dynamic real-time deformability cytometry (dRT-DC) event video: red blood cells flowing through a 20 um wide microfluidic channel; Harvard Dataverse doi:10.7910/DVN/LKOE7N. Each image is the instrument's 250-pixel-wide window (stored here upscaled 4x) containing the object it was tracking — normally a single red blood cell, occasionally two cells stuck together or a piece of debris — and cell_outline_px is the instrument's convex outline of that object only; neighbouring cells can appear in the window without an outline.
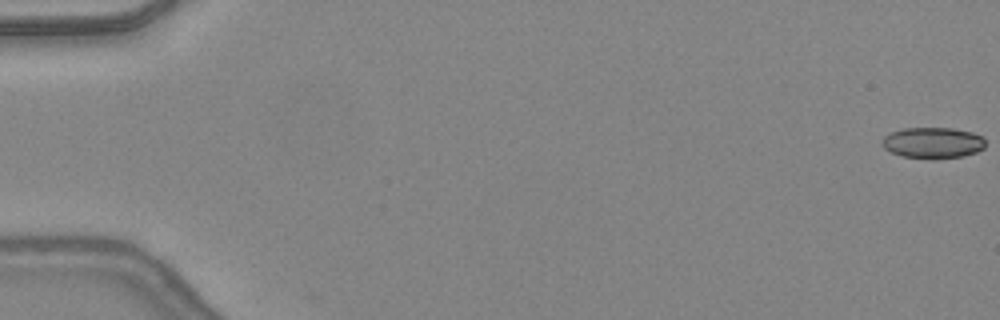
{"species": "common noctule bat (a hibernating species)", "species_latin": "Nyctalus noctula", "temperature_condition": "warm", "stored_images_in_passage": 48, "camera_frame_rate_fps": 3000, "um_per_image_px": 0.085, "animal": {"sex": "female", "body_mass_g": 24.6, "forearm_length_mm": 56.2}, "frame": {"image": 1, "passage_image": 1, "time_ms": 0.0, "image_size_px": [1000, 320], "cell_outline_px": [[984, 148], [976, 152], [964, 156], [904, 156], [892, 152], [884, 148], [880, 144], [880, 140], [884, 136], [892, 132], [904, 128], [952, 128], [972, 132], [984, 136]], "centroid_in_image_um": [79.29, 12.09], "position_along_channel_um": 5.7, "area_um2": 18.09}}
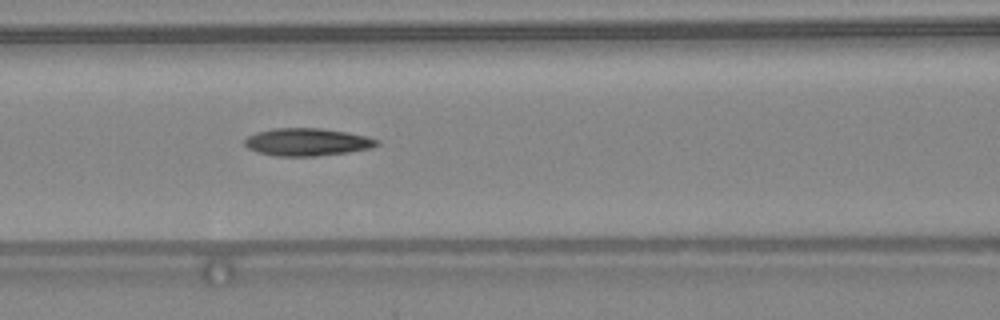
{"frame": {"image": 2, "passage_image": 22, "time_ms": 7.0, "image_size_px": [1000, 320], "cell_outline_px": [[380, 144], [372, 148], [348, 152], [316, 156], [276, 156], [260, 152], [248, 148], [244, 144], [244, 140], [248, 136], [256, 132], [272, 128], [320, 128], [348, 132], [380, 140]], "centroid_in_image_um": [26.12, 12.07], "position_along_channel_um": 140.5, "area_um2": 21.27}}
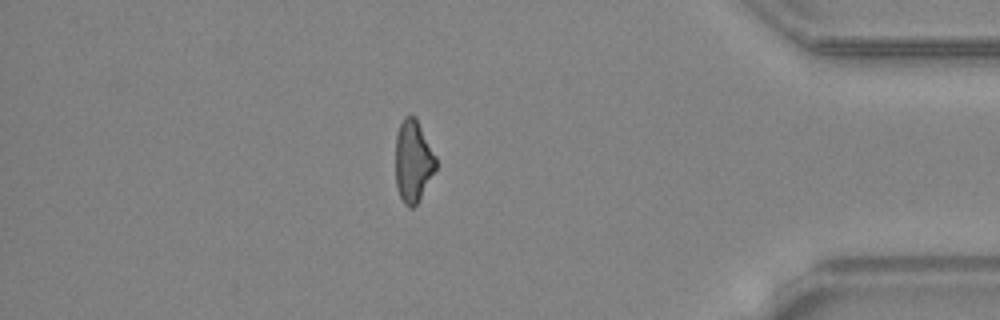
{"frame": {"image": 3, "passage_image": 42, "time_ms": 13.667, "image_size_px": [1000, 320], "cell_outline_px": [[436, 168], [416, 204], [412, 208], [408, 208], [404, 204], [400, 196], [396, 184], [396, 136], [400, 124], [404, 116], [416, 116], [436, 156]], "centroid_in_image_um": [35.11, 13.67], "position_along_channel_um": 400.1, "area_um2": 19.13}, "authors_computed_cell_mechanics": {"area_um2": 20.3745, "velocity_mm_per_s": 4.4233, "shape_relaxation_time_tau1_ms": null, "shape_relaxation_time_tau2_ms": 2.84, "deformation_change_tau1": null, "deformation_change_tau2": 0.1269}}